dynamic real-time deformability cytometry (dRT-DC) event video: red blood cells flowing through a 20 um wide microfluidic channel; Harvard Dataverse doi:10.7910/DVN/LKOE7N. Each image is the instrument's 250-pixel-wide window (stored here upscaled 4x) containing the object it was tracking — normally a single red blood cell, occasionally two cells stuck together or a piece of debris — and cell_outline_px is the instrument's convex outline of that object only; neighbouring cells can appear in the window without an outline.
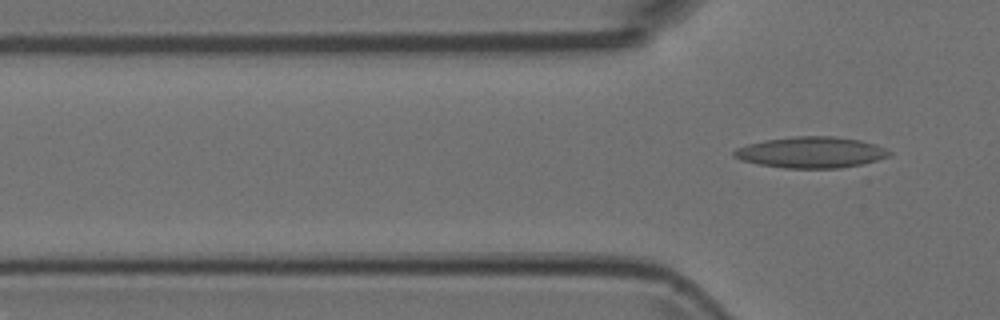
{"species": "Egyptian fruit bat (a non-hibernating species)", "species_latin": "Rousettus aegyptiacus", "temperature_condition": "room temperature", "stored_images_in_passage": 2, "camera_frame_rate_fps": 3000, "um_per_image_px": 0.085, "animal": {"sex": "female"}, "frame": {"image": 1, "passage_image": 2, "time_ms": 0.333, "image_size_px": [1000, 320], "cell_outline_px": [[892, 152], [888, 156], [876, 160], [860, 164], [840, 168], [784, 168], [760, 164], [740, 160], [732, 156], [732, 152], [736, 148], [748, 144], [764, 140], [792, 136], [836, 136], [860, 140], [876, 144]], "centroid_in_image_um": [68.91, 12.94], "position_along_channel_um": 56.9, "area_um2": 28.15}}